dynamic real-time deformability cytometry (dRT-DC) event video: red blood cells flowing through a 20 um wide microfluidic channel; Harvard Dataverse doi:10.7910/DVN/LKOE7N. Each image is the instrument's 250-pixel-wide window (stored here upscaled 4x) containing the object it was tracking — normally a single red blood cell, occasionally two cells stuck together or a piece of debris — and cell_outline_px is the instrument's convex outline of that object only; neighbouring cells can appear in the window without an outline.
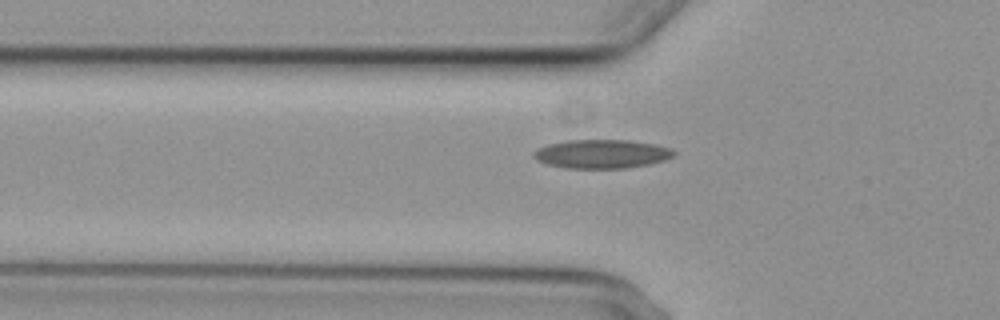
{"species": "common noctule bat (a hibernating species)", "species_latin": "Nyctalus noctula", "temperature_condition": "cold", "stored_images_in_passage": 4, "segment_of_instrument_passage": [2, 2], "camera_frame_rate_fps": 3000, "um_per_image_px": 0.085, "animal": {"sex": "female", "body_mass_g": 29.2, "forearm_length_mm": 56.3}, "frame": {"image": 1, "passage_image": 4, "time_ms": 4.333, "image_size_px": [1000, 320], "cell_outline_px": [[676, 152], [672, 156], [664, 160], [648, 164], [624, 168], [564, 168], [548, 164], [536, 160], [532, 156], [532, 152], [548, 144], [568, 140], [628, 140], [656, 144], [672, 148]], "centroid_in_image_um": [51.14, 13.08], "position_along_channel_um": 74.7, "area_um2": 23.47}}